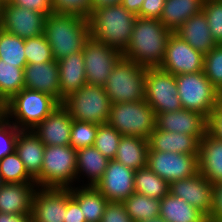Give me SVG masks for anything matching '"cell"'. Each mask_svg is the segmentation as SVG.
Masks as SVG:
<instances>
[{"instance_id": "obj_1", "label": "cell", "mask_w": 222, "mask_h": 222, "mask_svg": "<svg viewBox=\"0 0 222 222\" xmlns=\"http://www.w3.org/2000/svg\"><path fill=\"white\" fill-rule=\"evenodd\" d=\"M171 34L158 19L137 16L130 43L122 54L141 66L159 67Z\"/></svg>"}, {"instance_id": "obj_2", "label": "cell", "mask_w": 222, "mask_h": 222, "mask_svg": "<svg viewBox=\"0 0 222 222\" xmlns=\"http://www.w3.org/2000/svg\"><path fill=\"white\" fill-rule=\"evenodd\" d=\"M44 35L55 61L81 52L90 37L88 19L75 15L52 13L45 17Z\"/></svg>"}, {"instance_id": "obj_3", "label": "cell", "mask_w": 222, "mask_h": 222, "mask_svg": "<svg viewBox=\"0 0 222 222\" xmlns=\"http://www.w3.org/2000/svg\"><path fill=\"white\" fill-rule=\"evenodd\" d=\"M136 18L122 4L97 9L88 17L90 36L123 53L130 43Z\"/></svg>"}, {"instance_id": "obj_4", "label": "cell", "mask_w": 222, "mask_h": 222, "mask_svg": "<svg viewBox=\"0 0 222 222\" xmlns=\"http://www.w3.org/2000/svg\"><path fill=\"white\" fill-rule=\"evenodd\" d=\"M60 103L52 96L23 88L5 103L1 114L20 130H32Z\"/></svg>"}, {"instance_id": "obj_5", "label": "cell", "mask_w": 222, "mask_h": 222, "mask_svg": "<svg viewBox=\"0 0 222 222\" xmlns=\"http://www.w3.org/2000/svg\"><path fill=\"white\" fill-rule=\"evenodd\" d=\"M146 69L122 56L103 86L111 103L145 100Z\"/></svg>"}, {"instance_id": "obj_6", "label": "cell", "mask_w": 222, "mask_h": 222, "mask_svg": "<svg viewBox=\"0 0 222 222\" xmlns=\"http://www.w3.org/2000/svg\"><path fill=\"white\" fill-rule=\"evenodd\" d=\"M76 149L72 146H45L37 187L72 188L76 183ZM75 182V183H74Z\"/></svg>"}, {"instance_id": "obj_7", "label": "cell", "mask_w": 222, "mask_h": 222, "mask_svg": "<svg viewBox=\"0 0 222 222\" xmlns=\"http://www.w3.org/2000/svg\"><path fill=\"white\" fill-rule=\"evenodd\" d=\"M111 104L103 86L90 84H85L62 102L74 120L98 125L108 122Z\"/></svg>"}, {"instance_id": "obj_8", "label": "cell", "mask_w": 222, "mask_h": 222, "mask_svg": "<svg viewBox=\"0 0 222 222\" xmlns=\"http://www.w3.org/2000/svg\"><path fill=\"white\" fill-rule=\"evenodd\" d=\"M156 115L145 101L111 104L108 122L122 136L149 139L155 129Z\"/></svg>"}, {"instance_id": "obj_9", "label": "cell", "mask_w": 222, "mask_h": 222, "mask_svg": "<svg viewBox=\"0 0 222 222\" xmlns=\"http://www.w3.org/2000/svg\"><path fill=\"white\" fill-rule=\"evenodd\" d=\"M176 83L182 108L201 113L208 119L221 99L220 92L204 72L177 75Z\"/></svg>"}, {"instance_id": "obj_10", "label": "cell", "mask_w": 222, "mask_h": 222, "mask_svg": "<svg viewBox=\"0 0 222 222\" xmlns=\"http://www.w3.org/2000/svg\"><path fill=\"white\" fill-rule=\"evenodd\" d=\"M145 101L153 109L155 115L182 109L176 76L159 67H147Z\"/></svg>"}, {"instance_id": "obj_11", "label": "cell", "mask_w": 222, "mask_h": 222, "mask_svg": "<svg viewBox=\"0 0 222 222\" xmlns=\"http://www.w3.org/2000/svg\"><path fill=\"white\" fill-rule=\"evenodd\" d=\"M86 83L104 86L111 71L123 56L117 49L89 37L83 46Z\"/></svg>"}, {"instance_id": "obj_12", "label": "cell", "mask_w": 222, "mask_h": 222, "mask_svg": "<svg viewBox=\"0 0 222 222\" xmlns=\"http://www.w3.org/2000/svg\"><path fill=\"white\" fill-rule=\"evenodd\" d=\"M198 155L148 150L147 167L170 184L199 172Z\"/></svg>"}, {"instance_id": "obj_13", "label": "cell", "mask_w": 222, "mask_h": 222, "mask_svg": "<svg viewBox=\"0 0 222 222\" xmlns=\"http://www.w3.org/2000/svg\"><path fill=\"white\" fill-rule=\"evenodd\" d=\"M45 17L38 11L17 7L9 1L0 3L1 28L23 39L44 34Z\"/></svg>"}, {"instance_id": "obj_14", "label": "cell", "mask_w": 222, "mask_h": 222, "mask_svg": "<svg viewBox=\"0 0 222 222\" xmlns=\"http://www.w3.org/2000/svg\"><path fill=\"white\" fill-rule=\"evenodd\" d=\"M204 55L172 33L159 68L175 76L203 71Z\"/></svg>"}, {"instance_id": "obj_15", "label": "cell", "mask_w": 222, "mask_h": 222, "mask_svg": "<svg viewBox=\"0 0 222 222\" xmlns=\"http://www.w3.org/2000/svg\"><path fill=\"white\" fill-rule=\"evenodd\" d=\"M213 187L214 185L198 172L189 178L171 182L169 193L187 201L209 217L212 212Z\"/></svg>"}, {"instance_id": "obj_16", "label": "cell", "mask_w": 222, "mask_h": 222, "mask_svg": "<svg viewBox=\"0 0 222 222\" xmlns=\"http://www.w3.org/2000/svg\"><path fill=\"white\" fill-rule=\"evenodd\" d=\"M135 170L115 160H109L107 168L94 186L108 201L123 202L134 189Z\"/></svg>"}, {"instance_id": "obj_17", "label": "cell", "mask_w": 222, "mask_h": 222, "mask_svg": "<svg viewBox=\"0 0 222 222\" xmlns=\"http://www.w3.org/2000/svg\"><path fill=\"white\" fill-rule=\"evenodd\" d=\"M65 212L66 188H36L30 222H64Z\"/></svg>"}, {"instance_id": "obj_18", "label": "cell", "mask_w": 222, "mask_h": 222, "mask_svg": "<svg viewBox=\"0 0 222 222\" xmlns=\"http://www.w3.org/2000/svg\"><path fill=\"white\" fill-rule=\"evenodd\" d=\"M208 119L201 113L180 109L156 114L155 127L169 132L196 136L201 140L207 133Z\"/></svg>"}, {"instance_id": "obj_19", "label": "cell", "mask_w": 222, "mask_h": 222, "mask_svg": "<svg viewBox=\"0 0 222 222\" xmlns=\"http://www.w3.org/2000/svg\"><path fill=\"white\" fill-rule=\"evenodd\" d=\"M73 118L60 104L32 131L45 146H69Z\"/></svg>"}, {"instance_id": "obj_20", "label": "cell", "mask_w": 222, "mask_h": 222, "mask_svg": "<svg viewBox=\"0 0 222 222\" xmlns=\"http://www.w3.org/2000/svg\"><path fill=\"white\" fill-rule=\"evenodd\" d=\"M25 88L37 90L54 97L60 103L59 64L52 60L27 64L24 67Z\"/></svg>"}, {"instance_id": "obj_21", "label": "cell", "mask_w": 222, "mask_h": 222, "mask_svg": "<svg viewBox=\"0 0 222 222\" xmlns=\"http://www.w3.org/2000/svg\"><path fill=\"white\" fill-rule=\"evenodd\" d=\"M36 183H3L0 186V212L31 216Z\"/></svg>"}, {"instance_id": "obj_22", "label": "cell", "mask_w": 222, "mask_h": 222, "mask_svg": "<svg viewBox=\"0 0 222 222\" xmlns=\"http://www.w3.org/2000/svg\"><path fill=\"white\" fill-rule=\"evenodd\" d=\"M149 149L181 154H199L200 140L193 135L155 129L148 139Z\"/></svg>"}, {"instance_id": "obj_23", "label": "cell", "mask_w": 222, "mask_h": 222, "mask_svg": "<svg viewBox=\"0 0 222 222\" xmlns=\"http://www.w3.org/2000/svg\"><path fill=\"white\" fill-rule=\"evenodd\" d=\"M44 149L45 145L32 130L19 131L15 152L34 180L41 174Z\"/></svg>"}, {"instance_id": "obj_24", "label": "cell", "mask_w": 222, "mask_h": 222, "mask_svg": "<svg viewBox=\"0 0 222 222\" xmlns=\"http://www.w3.org/2000/svg\"><path fill=\"white\" fill-rule=\"evenodd\" d=\"M60 104L71 93L82 88L86 83L83 52L69 55L59 61Z\"/></svg>"}, {"instance_id": "obj_25", "label": "cell", "mask_w": 222, "mask_h": 222, "mask_svg": "<svg viewBox=\"0 0 222 222\" xmlns=\"http://www.w3.org/2000/svg\"><path fill=\"white\" fill-rule=\"evenodd\" d=\"M174 33L203 55L207 54L216 45L203 11L191 16Z\"/></svg>"}, {"instance_id": "obj_26", "label": "cell", "mask_w": 222, "mask_h": 222, "mask_svg": "<svg viewBox=\"0 0 222 222\" xmlns=\"http://www.w3.org/2000/svg\"><path fill=\"white\" fill-rule=\"evenodd\" d=\"M198 163L199 172L213 185L222 181V141L208 132L200 140Z\"/></svg>"}, {"instance_id": "obj_27", "label": "cell", "mask_w": 222, "mask_h": 222, "mask_svg": "<svg viewBox=\"0 0 222 222\" xmlns=\"http://www.w3.org/2000/svg\"><path fill=\"white\" fill-rule=\"evenodd\" d=\"M108 162L109 159L103 156L94 146L76 150V181L79 183L83 182L81 183L83 185L80 186H95L103 176ZM80 177L82 179L86 177V184H84V180H81Z\"/></svg>"}, {"instance_id": "obj_28", "label": "cell", "mask_w": 222, "mask_h": 222, "mask_svg": "<svg viewBox=\"0 0 222 222\" xmlns=\"http://www.w3.org/2000/svg\"><path fill=\"white\" fill-rule=\"evenodd\" d=\"M159 216L166 222H209L199 209L171 193L160 200Z\"/></svg>"}, {"instance_id": "obj_29", "label": "cell", "mask_w": 222, "mask_h": 222, "mask_svg": "<svg viewBox=\"0 0 222 222\" xmlns=\"http://www.w3.org/2000/svg\"><path fill=\"white\" fill-rule=\"evenodd\" d=\"M204 0H166L159 21L174 33L191 16L202 11Z\"/></svg>"}, {"instance_id": "obj_30", "label": "cell", "mask_w": 222, "mask_h": 222, "mask_svg": "<svg viewBox=\"0 0 222 222\" xmlns=\"http://www.w3.org/2000/svg\"><path fill=\"white\" fill-rule=\"evenodd\" d=\"M148 140L137 136H122L117 148L115 161L138 170L147 167Z\"/></svg>"}, {"instance_id": "obj_31", "label": "cell", "mask_w": 222, "mask_h": 222, "mask_svg": "<svg viewBox=\"0 0 222 222\" xmlns=\"http://www.w3.org/2000/svg\"><path fill=\"white\" fill-rule=\"evenodd\" d=\"M76 186L71 188V197L79 204L86 222H100L109 201L94 186Z\"/></svg>"}, {"instance_id": "obj_32", "label": "cell", "mask_w": 222, "mask_h": 222, "mask_svg": "<svg viewBox=\"0 0 222 222\" xmlns=\"http://www.w3.org/2000/svg\"><path fill=\"white\" fill-rule=\"evenodd\" d=\"M24 85V68L17 64L5 63L0 59V110L6 102L20 92Z\"/></svg>"}, {"instance_id": "obj_33", "label": "cell", "mask_w": 222, "mask_h": 222, "mask_svg": "<svg viewBox=\"0 0 222 222\" xmlns=\"http://www.w3.org/2000/svg\"><path fill=\"white\" fill-rule=\"evenodd\" d=\"M134 189L137 193L161 200L169 193V183L145 167L135 170Z\"/></svg>"}, {"instance_id": "obj_34", "label": "cell", "mask_w": 222, "mask_h": 222, "mask_svg": "<svg viewBox=\"0 0 222 222\" xmlns=\"http://www.w3.org/2000/svg\"><path fill=\"white\" fill-rule=\"evenodd\" d=\"M133 222L159 217L160 200L134 192L123 201Z\"/></svg>"}, {"instance_id": "obj_35", "label": "cell", "mask_w": 222, "mask_h": 222, "mask_svg": "<svg viewBox=\"0 0 222 222\" xmlns=\"http://www.w3.org/2000/svg\"><path fill=\"white\" fill-rule=\"evenodd\" d=\"M25 39L0 29V59L9 64L24 68L27 59L24 51Z\"/></svg>"}, {"instance_id": "obj_36", "label": "cell", "mask_w": 222, "mask_h": 222, "mask_svg": "<svg viewBox=\"0 0 222 222\" xmlns=\"http://www.w3.org/2000/svg\"><path fill=\"white\" fill-rule=\"evenodd\" d=\"M0 177L3 183H35L15 151L0 160Z\"/></svg>"}, {"instance_id": "obj_37", "label": "cell", "mask_w": 222, "mask_h": 222, "mask_svg": "<svg viewBox=\"0 0 222 222\" xmlns=\"http://www.w3.org/2000/svg\"><path fill=\"white\" fill-rule=\"evenodd\" d=\"M122 135L109 123L98 125L94 147L109 160H114Z\"/></svg>"}, {"instance_id": "obj_38", "label": "cell", "mask_w": 222, "mask_h": 222, "mask_svg": "<svg viewBox=\"0 0 222 222\" xmlns=\"http://www.w3.org/2000/svg\"><path fill=\"white\" fill-rule=\"evenodd\" d=\"M24 51L27 64L45 63L54 60L52 49L44 34L25 39Z\"/></svg>"}, {"instance_id": "obj_39", "label": "cell", "mask_w": 222, "mask_h": 222, "mask_svg": "<svg viewBox=\"0 0 222 222\" xmlns=\"http://www.w3.org/2000/svg\"><path fill=\"white\" fill-rule=\"evenodd\" d=\"M203 72L211 84L222 91V44H216L204 55Z\"/></svg>"}, {"instance_id": "obj_40", "label": "cell", "mask_w": 222, "mask_h": 222, "mask_svg": "<svg viewBox=\"0 0 222 222\" xmlns=\"http://www.w3.org/2000/svg\"><path fill=\"white\" fill-rule=\"evenodd\" d=\"M97 131L98 124L73 119L70 134V146L76 150L93 146Z\"/></svg>"}, {"instance_id": "obj_41", "label": "cell", "mask_w": 222, "mask_h": 222, "mask_svg": "<svg viewBox=\"0 0 222 222\" xmlns=\"http://www.w3.org/2000/svg\"><path fill=\"white\" fill-rule=\"evenodd\" d=\"M204 12L210 33L216 44H222V0H204Z\"/></svg>"}, {"instance_id": "obj_42", "label": "cell", "mask_w": 222, "mask_h": 222, "mask_svg": "<svg viewBox=\"0 0 222 222\" xmlns=\"http://www.w3.org/2000/svg\"><path fill=\"white\" fill-rule=\"evenodd\" d=\"M53 13L86 18L91 15V0H51Z\"/></svg>"}, {"instance_id": "obj_43", "label": "cell", "mask_w": 222, "mask_h": 222, "mask_svg": "<svg viewBox=\"0 0 222 222\" xmlns=\"http://www.w3.org/2000/svg\"><path fill=\"white\" fill-rule=\"evenodd\" d=\"M20 129L0 115V160L15 151V144Z\"/></svg>"}, {"instance_id": "obj_44", "label": "cell", "mask_w": 222, "mask_h": 222, "mask_svg": "<svg viewBox=\"0 0 222 222\" xmlns=\"http://www.w3.org/2000/svg\"><path fill=\"white\" fill-rule=\"evenodd\" d=\"M100 222H133L123 202L109 201Z\"/></svg>"}, {"instance_id": "obj_45", "label": "cell", "mask_w": 222, "mask_h": 222, "mask_svg": "<svg viewBox=\"0 0 222 222\" xmlns=\"http://www.w3.org/2000/svg\"><path fill=\"white\" fill-rule=\"evenodd\" d=\"M207 132L212 137L222 141V100L219 101L208 117Z\"/></svg>"}, {"instance_id": "obj_46", "label": "cell", "mask_w": 222, "mask_h": 222, "mask_svg": "<svg viewBox=\"0 0 222 222\" xmlns=\"http://www.w3.org/2000/svg\"><path fill=\"white\" fill-rule=\"evenodd\" d=\"M9 2L17 7L38 11L45 16L53 13L51 0H9Z\"/></svg>"}, {"instance_id": "obj_47", "label": "cell", "mask_w": 222, "mask_h": 222, "mask_svg": "<svg viewBox=\"0 0 222 222\" xmlns=\"http://www.w3.org/2000/svg\"><path fill=\"white\" fill-rule=\"evenodd\" d=\"M64 222H86L79 204L71 197V188H66V212Z\"/></svg>"}, {"instance_id": "obj_48", "label": "cell", "mask_w": 222, "mask_h": 222, "mask_svg": "<svg viewBox=\"0 0 222 222\" xmlns=\"http://www.w3.org/2000/svg\"><path fill=\"white\" fill-rule=\"evenodd\" d=\"M166 0H144L137 15L142 18L160 19Z\"/></svg>"}, {"instance_id": "obj_49", "label": "cell", "mask_w": 222, "mask_h": 222, "mask_svg": "<svg viewBox=\"0 0 222 222\" xmlns=\"http://www.w3.org/2000/svg\"><path fill=\"white\" fill-rule=\"evenodd\" d=\"M209 222H222V181L214 184L212 212L208 217Z\"/></svg>"}, {"instance_id": "obj_50", "label": "cell", "mask_w": 222, "mask_h": 222, "mask_svg": "<svg viewBox=\"0 0 222 222\" xmlns=\"http://www.w3.org/2000/svg\"><path fill=\"white\" fill-rule=\"evenodd\" d=\"M0 222H30V216L28 214L0 212Z\"/></svg>"}, {"instance_id": "obj_51", "label": "cell", "mask_w": 222, "mask_h": 222, "mask_svg": "<svg viewBox=\"0 0 222 222\" xmlns=\"http://www.w3.org/2000/svg\"><path fill=\"white\" fill-rule=\"evenodd\" d=\"M144 0H122L121 4L136 16L139 14Z\"/></svg>"}, {"instance_id": "obj_52", "label": "cell", "mask_w": 222, "mask_h": 222, "mask_svg": "<svg viewBox=\"0 0 222 222\" xmlns=\"http://www.w3.org/2000/svg\"><path fill=\"white\" fill-rule=\"evenodd\" d=\"M122 0H91V9L95 11L103 7L121 4Z\"/></svg>"}, {"instance_id": "obj_53", "label": "cell", "mask_w": 222, "mask_h": 222, "mask_svg": "<svg viewBox=\"0 0 222 222\" xmlns=\"http://www.w3.org/2000/svg\"><path fill=\"white\" fill-rule=\"evenodd\" d=\"M138 222H166L162 217H157V218H151L148 220H142V221H138Z\"/></svg>"}, {"instance_id": "obj_54", "label": "cell", "mask_w": 222, "mask_h": 222, "mask_svg": "<svg viewBox=\"0 0 222 222\" xmlns=\"http://www.w3.org/2000/svg\"><path fill=\"white\" fill-rule=\"evenodd\" d=\"M7 1H9V0H0V3L7 2Z\"/></svg>"}, {"instance_id": "obj_55", "label": "cell", "mask_w": 222, "mask_h": 222, "mask_svg": "<svg viewBox=\"0 0 222 222\" xmlns=\"http://www.w3.org/2000/svg\"><path fill=\"white\" fill-rule=\"evenodd\" d=\"M220 99L222 100V91L220 92Z\"/></svg>"}, {"instance_id": "obj_56", "label": "cell", "mask_w": 222, "mask_h": 222, "mask_svg": "<svg viewBox=\"0 0 222 222\" xmlns=\"http://www.w3.org/2000/svg\"><path fill=\"white\" fill-rule=\"evenodd\" d=\"M3 184L2 180H1V177H0V186Z\"/></svg>"}]
</instances>
